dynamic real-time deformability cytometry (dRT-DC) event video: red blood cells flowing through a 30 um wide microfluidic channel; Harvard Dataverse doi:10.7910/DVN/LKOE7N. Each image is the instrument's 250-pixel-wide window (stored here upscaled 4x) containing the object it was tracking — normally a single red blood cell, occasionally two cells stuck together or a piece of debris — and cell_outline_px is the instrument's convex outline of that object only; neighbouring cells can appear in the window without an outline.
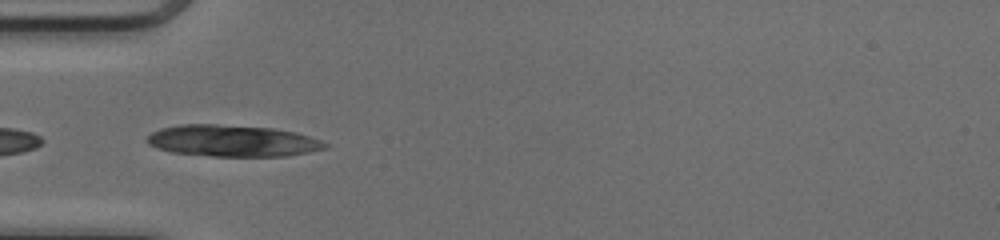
{"species": "common noctule bat (a hibernating species)", "species_latin": "Nyctalus noctula", "temperature_condition": "cold", "stored_images_in_passage": 21, "camera_frame_rate_fps": 3000, "um_per_image_px": 0.085, "animal": {"sex": "female", "body_mass_g": 17.0, "forearm_length_mm": 48.0}, "frame": {"image": 1, "passage_image": 17, "time_ms": 5.333, "image_size_px": [1000, 240], "cell_outline_px": [[328, 148], [288, 156], [212, 156], [172, 152], [156, 148], [148, 144], [144, 140], [152, 132], [160, 128], [180, 124], [216, 124], [272, 128], [296, 132], [320, 140], [328, 144]], "centroid_in_image_um": [19.73, 11.97], "position_along_channel_um": 65.3, "area_um2": 32.83}}